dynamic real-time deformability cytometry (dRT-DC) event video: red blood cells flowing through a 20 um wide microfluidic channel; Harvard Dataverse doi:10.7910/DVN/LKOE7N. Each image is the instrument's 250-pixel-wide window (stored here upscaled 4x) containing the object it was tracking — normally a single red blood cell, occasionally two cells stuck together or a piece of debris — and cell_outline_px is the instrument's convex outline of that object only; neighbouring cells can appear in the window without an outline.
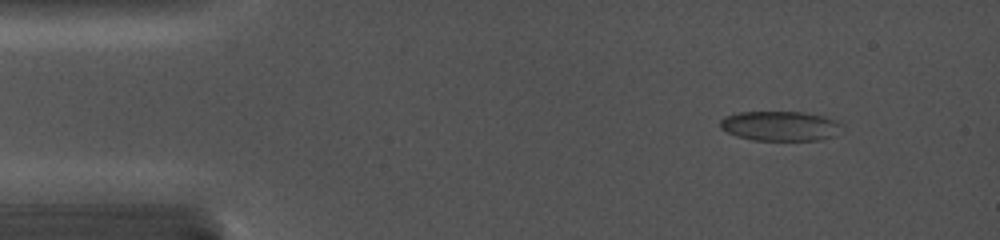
{"species": "common noctule bat (a hibernating species)", "species_latin": "Nyctalus noctula", "temperature_condition": "cold", "stored_images_in_passage": 9, "camera_frame_rate_fps": 5000, "um_per_image_px": 0.085, "animal": {"sex": "female", "body_mass_g": 19.0, "forearm_length_mm": 56.7}, "frame": {"image": 1, "passage_image": 2, "time_ms": 1.0, "image_size_px": [1000, 240], "cell_outline_px": [[840, 124], [832, 136], [820, 140], [752, 140], [736, 136], [720, 128], [720, 120], [724, 116], [740, 112], [804, 112], [824, 116], [836, 120]], "centroid_in_image_um": [66.24, 10.7], "position_along_channel_um": 18.8, "area_um2": 20.87}}
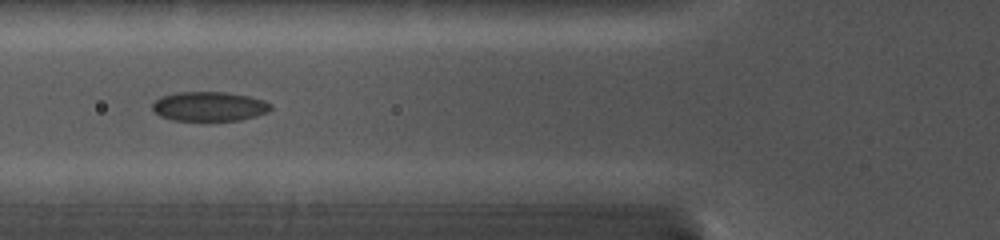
{"frame": {"image": 2, "passage_image": 7, "time_ms": 5.8, "image_size_px": [1000, 240], "cell_outline_px": [[272, 108], [268, 112], [256, 116], [240, 120], [172, 120], [160, 116], [152, 112], [152, 104], [160, 96], [176, 92], [224, 92], [248, 96], [264, 100], [272, 104]], "centroid_in_image_um": [17.77, 9.04], "position_along_channel_um": 108.0, "area_um2": 20.4}}
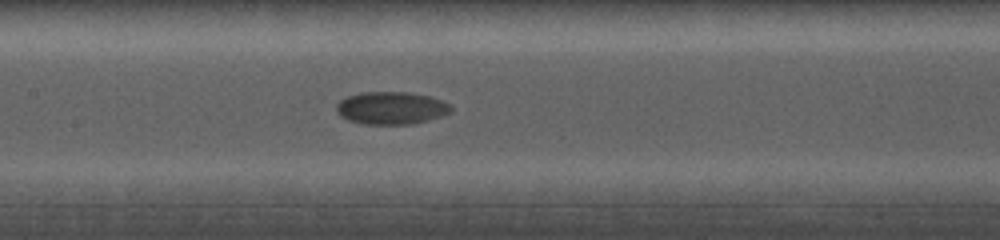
{"frame": {"image": 3, "passage_image": 9, "time_ms": 7.6, "image_size_px": [1000, 240], "cell_outline_px": [[452, 112], [428, 120], [412, 124], [364, 124], [348, 120], [340, 116], [336, 112], [336, 104], [340, 100], [348, 96], [360, 92], [408, 92], [428, 96], [452, 104]], "centroid_in_image_um": [33.24, 9.18], "position_along_channel_um": 174.2, "area_um2": 21.85}}